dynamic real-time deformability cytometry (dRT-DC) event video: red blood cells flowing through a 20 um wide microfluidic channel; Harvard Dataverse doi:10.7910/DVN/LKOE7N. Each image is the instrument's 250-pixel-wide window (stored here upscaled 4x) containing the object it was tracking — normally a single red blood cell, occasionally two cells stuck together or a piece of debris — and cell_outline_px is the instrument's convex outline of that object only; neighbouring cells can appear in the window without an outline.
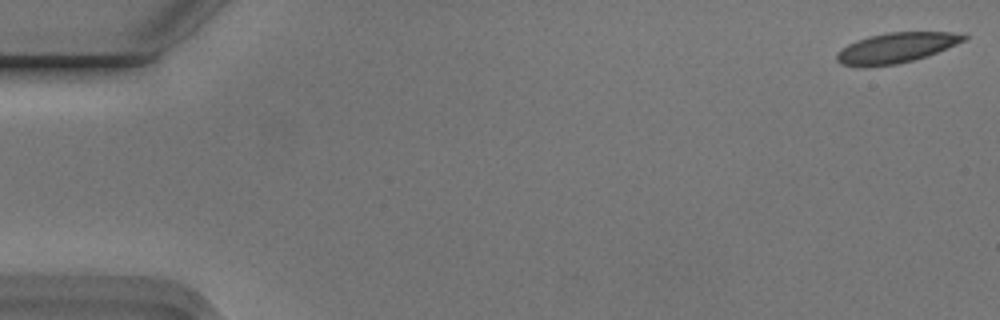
{"species": "Egyptian fruit bat (a non-hibernating species)", "species_latin": "Rousettus aegyptiacus", "temperature_condition": "cold", "stored_images_in_passage": 9, "camera_frame_rate_fps": 3000, "um_per_image_px": 0.085, "animal": {"sex": "male"}, "frame": {"image": 1, "passage_image": 1, "time_ms": 0.0, "image_size_px": [1000, 320], "cell_outline_px": [[968, 36], [964, 40], [956, 44], [936, 52], [912, 60], [896, 64], [860, 68], [840, 64], [836, 60], [836, 52], [848, 44], [856, 40], [868, 36], [888, 32], [952, 32]], "centroid_in_image_um": [76.07, 4.07], "position_along_channel_um": 8.9, "area_um2": 22.31}}
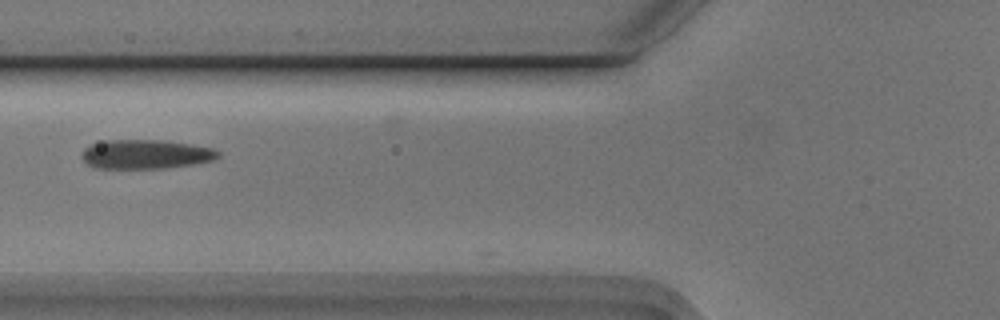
{"frame": {"image": 2, "passage_image": 6, "time_ms": 1.667, "image_size_px": [1000, 320], "cell_outline_px": [[220, 156], [212, 160], [192, 164], [164, 168], [92, 168], [84, 160], [84, 148], [92, 144], [108, 140], [164, 140], [192, 144], [212, 148], [220, 152]], "centroid_in_image_um": [12.41, 13.11], "position_along_channel_um": 113.4, "area_um2": 23.0}}
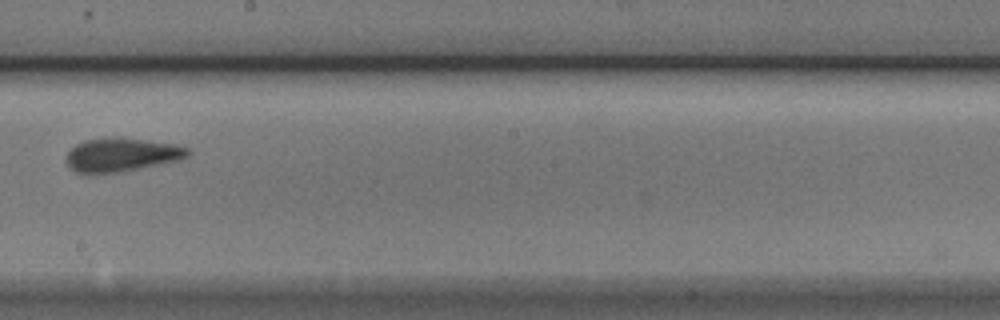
{"frame": {"image": 3, "passage_image": 9, "time_ms": 2.667, "image_size_px": [1000, 320], "cell_outline_px": [[192, 152], [188, 156], [176, 160], [116, 172], [88, 176], [76, 172], [64, 160], [64, 156], [76, 144], [84, 140], [108, 136], [120, 136], [172, 144], [188, 148]], "centroid_in_image_um": [10.23, 13.15], "position_along_channel_um": 238.0, "area_um2": 24.04}}